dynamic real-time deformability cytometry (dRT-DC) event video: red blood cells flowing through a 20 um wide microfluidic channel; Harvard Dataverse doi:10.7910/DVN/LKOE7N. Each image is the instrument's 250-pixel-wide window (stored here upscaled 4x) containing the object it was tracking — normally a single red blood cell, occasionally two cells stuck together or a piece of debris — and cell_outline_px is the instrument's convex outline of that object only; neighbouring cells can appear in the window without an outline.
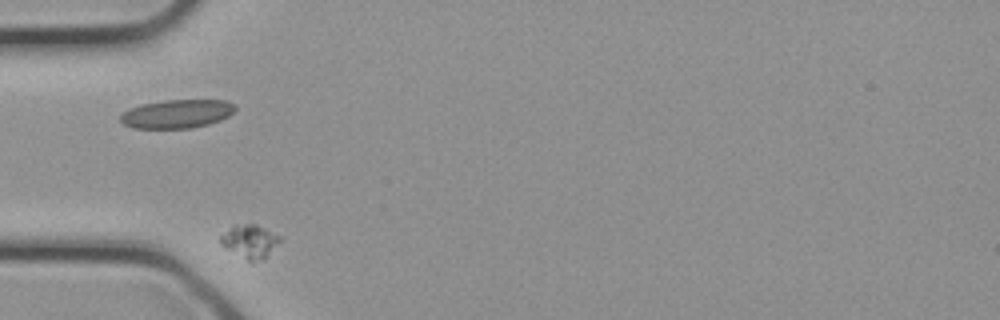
{"species": "common noctule bat (a hibernating species)", "species_latin": "Nyctalus noctula", "temperature_condition": "cold", "stored_images_in_passage": 19, "camera_frame_rate_fps": 3000, "um_per_image_px": 0.085, "animal": {"sex": "female", "body_mass_g": 21.9}, "frame": {"image": 1, "passage_image": 1, "time_ms": 0.0, "image_size_px": [1000, 320], "cell_outline_px": [[280, 240], [268, 256], [264, 260], [248, 260], [220, 244], [220, 236], [236, 224], [256, 224], [280, 236]], "centroid_in_image_um": [21.25, 20.5], "position_along_channel_um": 63.7, "area_um2": 11.16}}
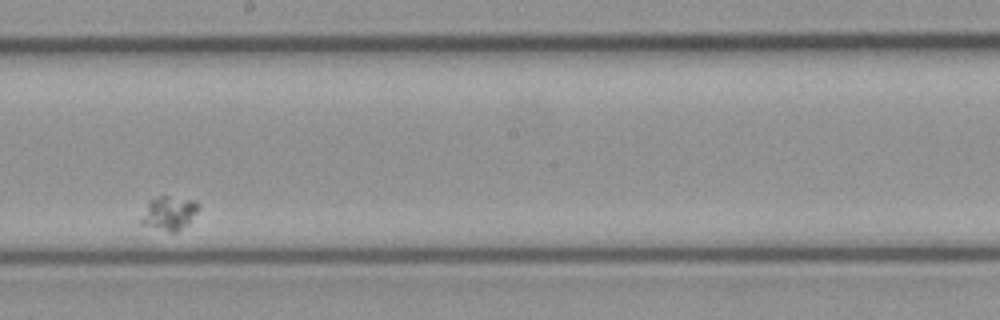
{"frame": {"image": 2, "passage_image": 11, "time_ms": 3.333, "image_size_px": [1000, 320], "cell_outline_px": [[200, 208], [188, 224], [176, 232], [168, 232], [140, 224], [140, 220], [148, 200], [156, 196], [168, 196], [196, 200], [200, 204]], "centroid_in_image_um": [14.37, 18.11], "position_along_channel_um": 233.8, "area_um2": 11.56}}
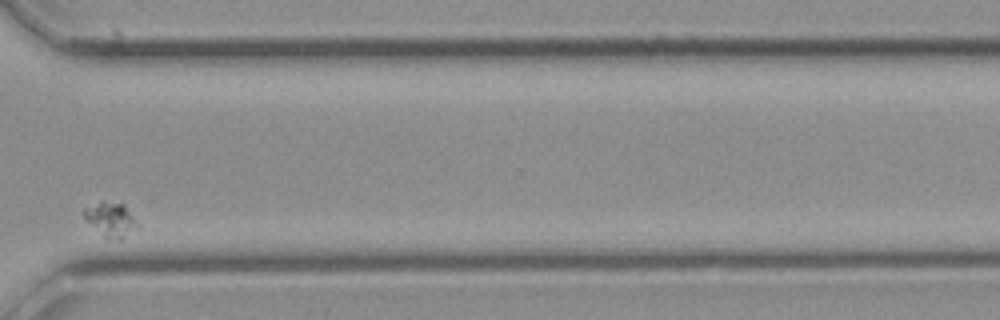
{"frame": {"image": 3, "passage_image": 18, "time_ms": 5.667, "image_size_px": [1000, 320], "cell_outline_px": [[140, 228], [120, 240], [104, 236], [84, 216], [84, 208], [100, 204], [124, 204], [140, 224]], "centroid_in_image_um": [9.54, 18.71], "position_along_channel_um": 361.1, "area_um2": 10.06}}